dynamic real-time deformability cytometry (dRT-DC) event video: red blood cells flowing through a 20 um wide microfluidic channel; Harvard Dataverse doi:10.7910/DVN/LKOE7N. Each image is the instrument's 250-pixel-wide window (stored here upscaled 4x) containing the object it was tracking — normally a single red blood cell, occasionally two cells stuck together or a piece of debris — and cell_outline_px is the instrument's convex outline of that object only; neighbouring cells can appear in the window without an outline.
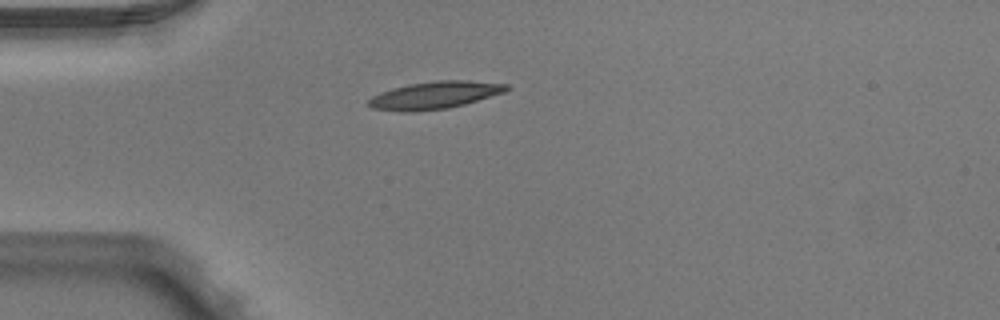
{"species": "Egyptian fruit bat (a non-hibernating species)", "species_latin": "Rousettus aegyptiacus", "temperature_condition": "warm", "stored_images_in_passage": 2, "camera_frame_rate_fps": 3000, "um_per_image_px": 0.085, "animal": {"sex": "male"}, "frame": {"image": 1, "passage_image": 1, "time_ms": 0.0, "image_size_px": [1000, 320], "cell_outline_px": [[508, 88], [504, 92], [464, 104], [448, 108], [416, 112], [404, 112], [372, 108], [368, 104], [368, 100], [372, 96], [380, 92], [392, 88], [408, 84], [436, 80], [468, 80], [508, 84]], "centroid_in_image_um": [36.91, 8.09], "position_along_channel_um": 48.1, "area_um2": 22.02}}